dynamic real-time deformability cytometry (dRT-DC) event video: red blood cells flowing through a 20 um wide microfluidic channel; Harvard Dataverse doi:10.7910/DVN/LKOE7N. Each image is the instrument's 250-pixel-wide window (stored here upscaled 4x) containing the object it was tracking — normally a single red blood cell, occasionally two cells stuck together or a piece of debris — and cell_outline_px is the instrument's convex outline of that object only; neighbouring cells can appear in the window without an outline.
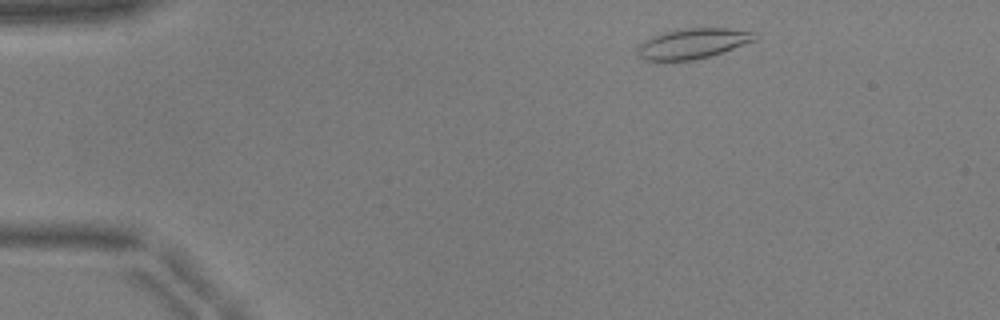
{"species": "common noctule bat (a hibernating species)", "species_latin": "Nyctalus noctula", "temperature_condition": "warm", "stored_images_in_passage": 47, "camera_frame_rate_fps": 3000, "um_per_image_px": 0.085, "animal": {"sex": "male", "body_mass_g": 17.9, "forearm_length_mm": 54.2}, "frame": {"image": 1, "passage_image": 4, "time_ms": 1.0, "image_size_px": [1000, 320], "cell_outline_px": [[760, 36], [756, 40], [708, 56], [692, 60], [644, 60], [636, 52], [640, 44], [644, 40], [652, 36], [664, 32], [688, 28], [728, 28], [760, 32]], "centroid_in_image_um": [58.93, 3.68], "position_along_channel_um": 26.1, "area_um2": 20.52}}
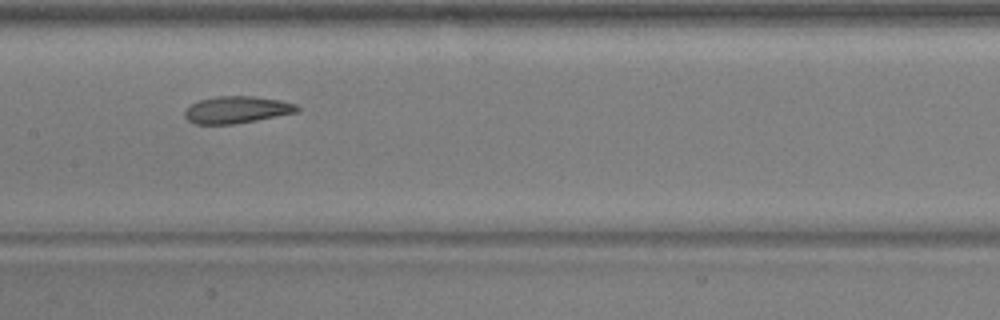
{"frame": {"image": 2, "passage_image": 22, "time_ms": 7.0, "image_size_px": [1000, 320], "cell_outline_px": [[300, 112], [236, 124], [196, 124], [188, 120], [184, 116], [184, 112], [192, 104], [200, 100], [216, 96], [252, 96], [280, 100], [296, 104], [300, 108]], "centroid_in_image_um": [20.17, 9.33], "position_along_channel_um": 187.2, "area_um2": 17.74}}
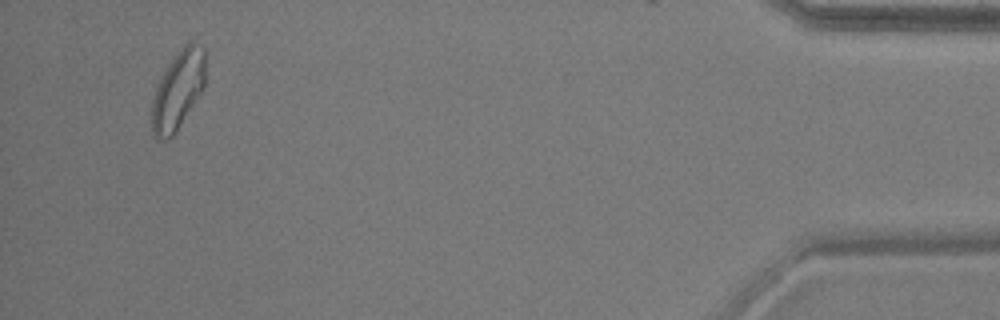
{"frame": {"image": 3, "passage_image": 45, "time_ms": 14.667, "image_size_px": [1000, 320], "cell_outline_px": [[204, 88], [172, 136], [168, 140], [156, 140], [152, 132], [152, 100], [156, 88], [168, 64], [184, 44], [192, 40], [204, 48]], "centroid_in_image_um": [15.12, 7.66], "position_along_channel_um": 420.1, "area_um2": 24.16}, "authors_computed_cell_mechanics": {"area_um2": 19.5364, "velocity_mm_per_s": 3.9365, "shape_relaxation_time_tau1_ms": 5.5823, "shape_relaxation_time_tau2_ms": 1.8305, "deformation_change_tau1": 0.1672, "deformation_change_tau2": 0.0917}}